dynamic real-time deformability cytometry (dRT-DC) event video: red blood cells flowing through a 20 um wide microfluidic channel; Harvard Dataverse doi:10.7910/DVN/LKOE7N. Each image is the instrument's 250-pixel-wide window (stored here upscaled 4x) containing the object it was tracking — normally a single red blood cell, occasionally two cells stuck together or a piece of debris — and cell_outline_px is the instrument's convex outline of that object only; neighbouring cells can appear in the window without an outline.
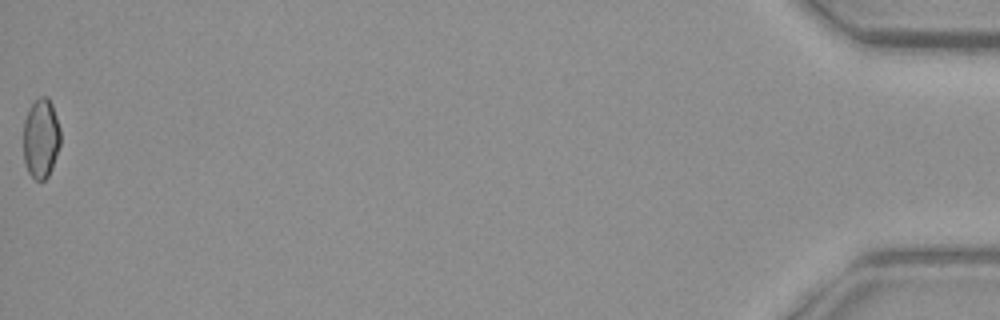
{"species": "common noctule bat (a hibernating species)", "species_latin": "Nyctalus noctula", "temperature_condition": "warm", "stored_images_in_passage": 47, "camera_frame_rate_fps": 3000, "um_per_image_px": 0.085, "animal": {"sex": "female", "body_mass_g": 29.2, "forearm_length_mm": 56.3}, "frame": {"image": 1, "passage_image": 47, "time_ms": 15.333, "image_size_px": [1000, 320], "cell_outline_px": [[60, 140], [52, 164], [44, 180], [40, 180], [28, 168], [24, 156], [24, 128], [28, 116], [32, 108], [36, 104], [44, 100], [48, 100], [52, 108], [60, 132]], "centroid_in_image_um": [3.49, 11.83], "position_along_channel_um": 431.7, "area_um2": 15.14}, "authors_computed_cell_mechanics": {"area_um2": 15.1436, "velocity_mm_per_s": 3.7173, "shape_relaxation_time_tau1_ms": null, "shape_relaxation_time_tau2_ms": 1.4058, "deformation_change_tau1": null, "deformation_change_tau2": 0.0532}}